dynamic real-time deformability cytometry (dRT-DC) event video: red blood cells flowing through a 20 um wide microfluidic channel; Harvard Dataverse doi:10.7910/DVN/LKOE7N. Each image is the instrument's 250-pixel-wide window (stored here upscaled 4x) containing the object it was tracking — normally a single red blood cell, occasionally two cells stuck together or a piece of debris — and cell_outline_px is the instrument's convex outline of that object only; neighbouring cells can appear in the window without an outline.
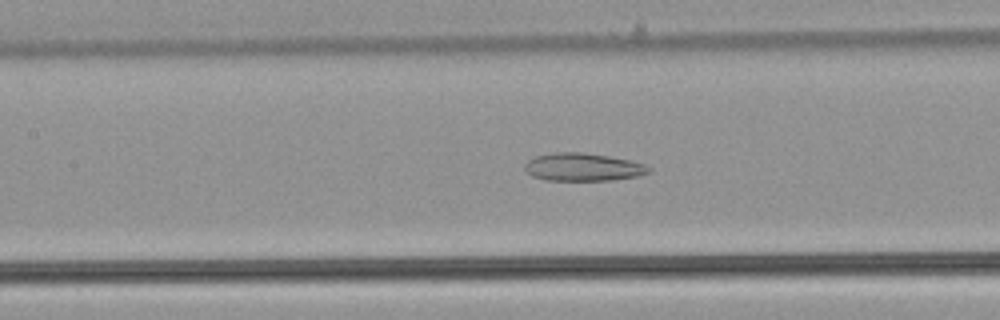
{"species": "common noctule bat (a hibernating species)", "species_latin": "Nyctalus noctula", "temperature_condition": "warm", "stored_images_in_passage": 40, "camera_frame_rate_fps": 3000, "um_per_image_px": 0.085, "animal": {"sex": "male", "body_mass_g": 21.5, "forearm_length_mm": 52.0}, "frame": {"image": 1, "passage_image": 17, "time_ms": 5.333, "image_size_px": [1000, 320], "cell_outline_px": [[652, 172], [640, 176], [612, 180], [544, 180], [532, 176], [524, 168], [524, 164], [528, 160], [536, 156], [556, 152], [580, 152], [608, 156], [628, 160], [644, 164], [652, 168]], "centroid_in_image_um": [49.57, 14.21], "position_along_channel_um": 157.8, "area_um2": 20.17}}
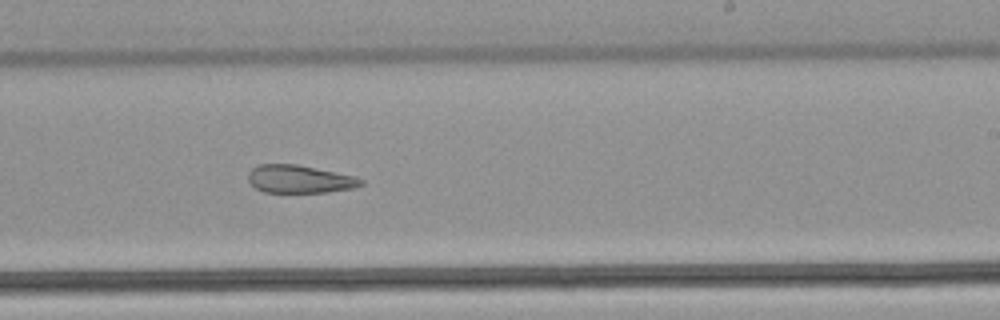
{"frame": {"image": 2, "passage_image": 25, "time_ms": 8.0, "image_size_px": [1000, 320], "cell_outline_px": [[364, 184], [352, 188], [328, 192], [264, 192], [256, 188], [248, 180], [248, 172], [252, 168], [260, 164], [296, 164], [352, 176], [364, 180]], "centroid_in_image_um": [25.43, 15.22], "position_along_channel_um": 263.6, "area_um2": 18.09}}
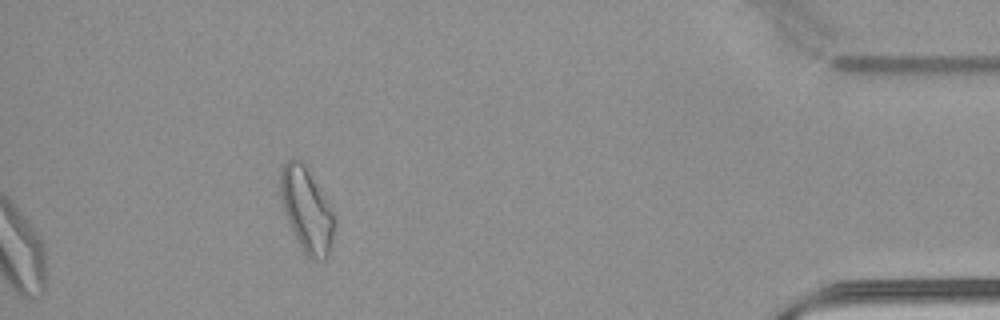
{"frame": {"image": 3, "passage_image": 40, "time_ms": 13.0, "image_size_px": [1000, 320], "cell_outline_px": [[336, 224], [332, 244], [328, 256], [324, 260], [312, 260], [304, 252], [292, 232], [280, 200], [280, 168], [292, 156], [300, 160], [304, 164], [328, 204], [336, 220]], "centroid_in_image_um": [26.05, 17.86], "position_along_channel_um": 409.1, "area_um2": 26.47}, "authors_computed_cell_mechanics": {"area_um2": 23.8136, "velocity_mm_per_s": 3.9798, "shape_relaxation_time_tau1_ms": null, "shape_relaxation_time_tau2_ms": 2.71, "deformation_change_tau1": null, "deformation_change_tau2": 0.116}}